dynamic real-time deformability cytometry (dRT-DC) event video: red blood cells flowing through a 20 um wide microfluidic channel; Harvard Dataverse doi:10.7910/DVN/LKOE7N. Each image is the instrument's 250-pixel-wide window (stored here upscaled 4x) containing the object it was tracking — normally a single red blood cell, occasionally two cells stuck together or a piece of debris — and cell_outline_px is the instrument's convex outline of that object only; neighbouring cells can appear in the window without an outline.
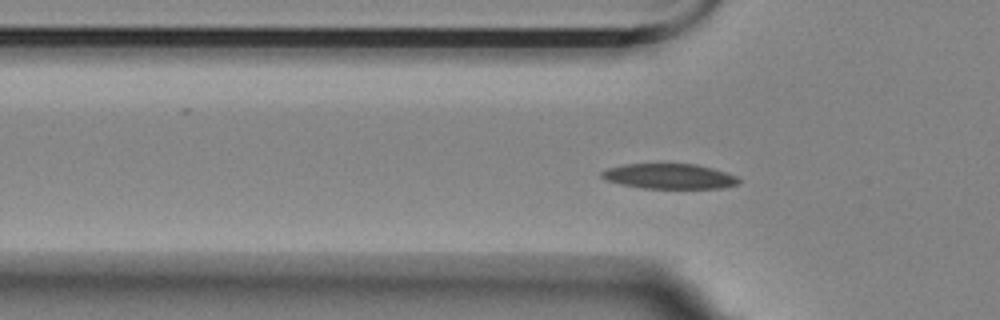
{"species": "Egyptian fruit bat (a non-hibernating species)", "species_latin": "Rousettus aegyptiacus", "temperature_condition": "room temperature", "stored_images_in_passage": 57, "camera_frame_rate_fps": 3000, "um_per_image_px": 0.085, "animal": {"sex": "female"}, "frame": {"image": 1, "passage_image": 17, "time_ms": 5.333, "image_size_px": [1000, 320], "cell_outline_px": [[740, 184], [724, 188], [644, 188], [620, 184], [604, 180], [600, 176], [600, 172], [608, 168], [624, 164], [696, 164], [712, 168], [736, 176], [740, 180]], "centroid_in_image_um": [56.88, 14.99], "position_along_channel_um": 68.9, "area_um2": 20.11}}
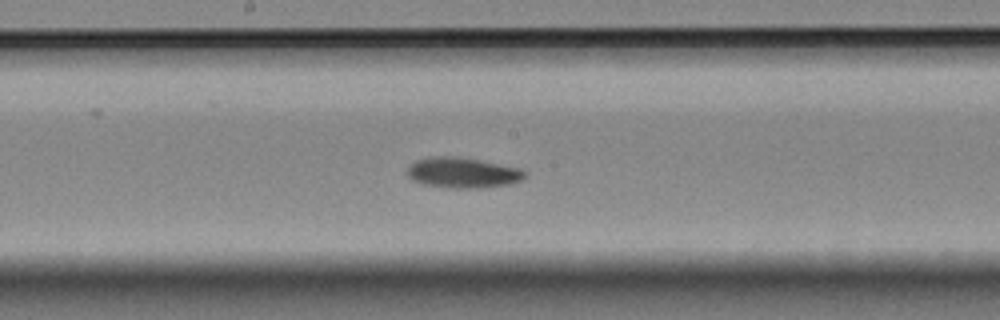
{"frame": {"image": 2, "passage_image": 29, "time_ms": 9.333, "image_size_px": [1000, 320], "cell_outline_px": [[528, 172], [520, 180], [508, 184], [480, 188], [448, 188], [420, 184], [412, 180], [408, 176], [408, 168], [416, 160], [436, 156], [452, 156], [476, 160], [520, 168]], "centroid_in_image_um": [39.3, 14.7], "position_along_channel_um": 208.9, "area_um2": 20.63}}
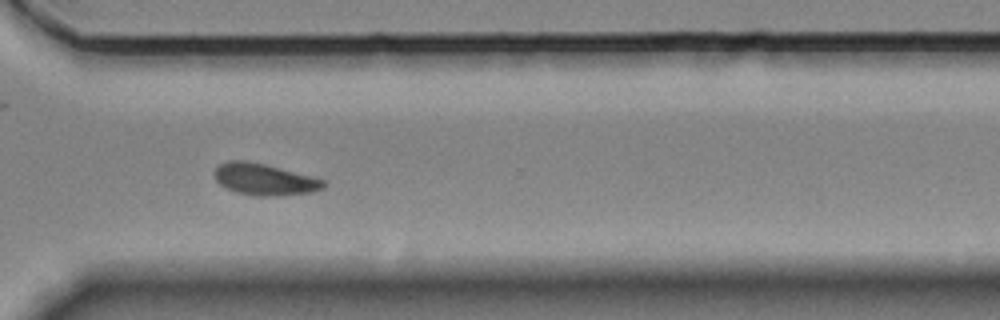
{"frame": {"image": 3, "passage_image": 41, "time_ms": 13.333, "image_size_px": [1000, 320], "cell_outline_px": [[328, 184], [324, 188], [312, 192], [272, 196], [256, 196], [236, 192], [220, 184], [216, 180], [212, 172], [220, 164], [228, 160], [244, 160], [264, 164], [312, 176], [324, 180]], "centroid_in_image_um": [22.47, 15.24], "position_along_channel_um": 348.1, "area_um2": 20.06}, "authors_computed_cell_mechanics": {"area_um2": 19.5942, "velocity_mm_per_s": 3.4872, "shape_relaxation_time_tau1_ms": 4.4279, "shape_relaxation_time_tau2_ms": null, "deformation_change_tau1": 0.1247, "deformation_change_tau2": null}}